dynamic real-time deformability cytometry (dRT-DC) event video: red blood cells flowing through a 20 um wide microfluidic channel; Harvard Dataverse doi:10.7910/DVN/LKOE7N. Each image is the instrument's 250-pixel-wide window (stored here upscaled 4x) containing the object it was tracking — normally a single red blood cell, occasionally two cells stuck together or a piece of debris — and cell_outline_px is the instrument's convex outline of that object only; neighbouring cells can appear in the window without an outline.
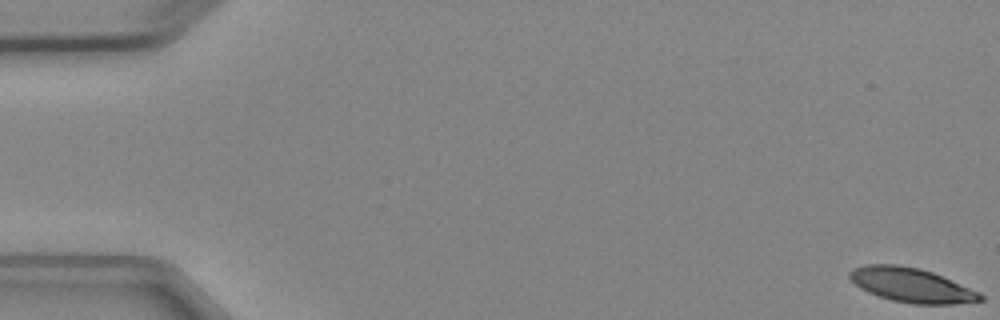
{"species": "Egyptian fruit bat (a non-hibernating species)", "species_latin": "Rousettus aegyptiacus", "temperature_condition": "cold", "stored_images_in_passage": 5, "camera_frame_rate_fps": 3000, "um_per_image_px": 0.085, "animal": {"sex": "female"}, "frame": {"image": 1, "passage_image": 1, "time_ms": 0.0, "image_size_px": [1000, 320], "cell_outline_px": [[984, 300], [956, 304], [912, 304], [892, 300], [868, 292], [860, 288], [848, 276], [848, 272], [852, 268], [864, 264], [896, 264], [920, 268], [932, 272], [980, 292], [984, 296]], "centroid_in_image_um": [77.47, 24.23], "position_along_channel_um": 7.5, "area_um2": 26.18}}
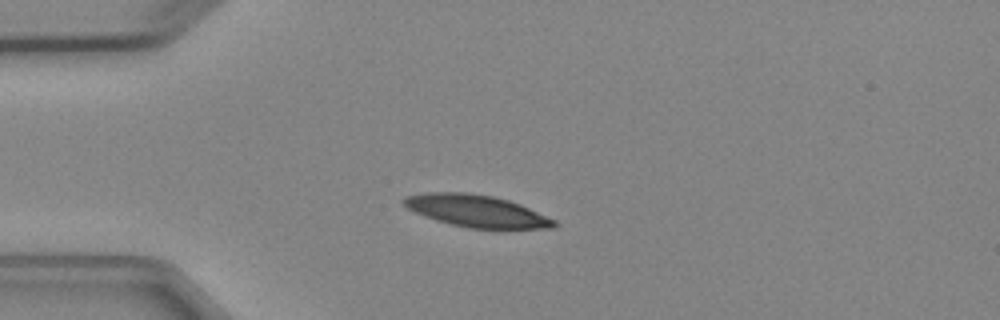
{"frame": {"image": 2, "passage_image": 4, "time_ms": 4.333, "image_size_px": [1000, 320], "cell_outline_px": [[560, 224], [556, 228], [468, 228], [436, 220], [424, 216], [408, 208], [400, 200], [404, 196], [428, 192], [468, 192], [492, 196], [508, 200], [520, 204], [556, 220]], "centroid_in_image_um": [40.51, 17.92], "position_along_channel_um": 44.5, "area_um2": 28.03}}